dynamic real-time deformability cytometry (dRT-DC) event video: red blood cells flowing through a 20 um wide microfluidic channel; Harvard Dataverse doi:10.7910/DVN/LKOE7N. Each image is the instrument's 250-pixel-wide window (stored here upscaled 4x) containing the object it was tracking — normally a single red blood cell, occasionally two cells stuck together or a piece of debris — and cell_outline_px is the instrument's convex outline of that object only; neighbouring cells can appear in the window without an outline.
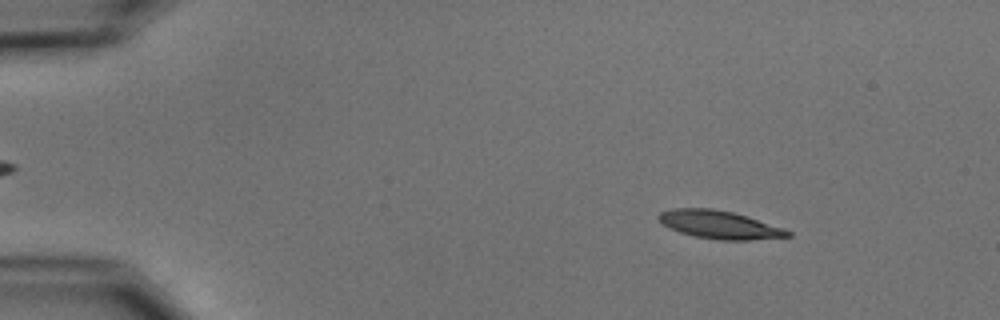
{"species": "common noctule bat (a hibernating species)", "species_latin": "Nyctalus noctula", "temperature_condition": "cold", "stored_images_in_passage": 3, "camera_frame_rate_fps": 3000, "um_per_image_px": 0.085, "animal": {"sex": "male", "body_mass_g": 15.6}, "frame": {"image": 1, "passage_image": 1, "time_ms": 0.0, "image_size_px": [1000, 320], "cell_outline_px": [[792, 236], [748, 240], [716, 240], [696, 236], [680, 232], [664, 224], [656, 216], [660, 212], [672, 208], [712, 208], [732, 212], [784, 228], [792, 232]], "centroid_in_image_um": [61.16, 19.1], "position_along_channel_um": 23.8, "area_um2": 20.87}}
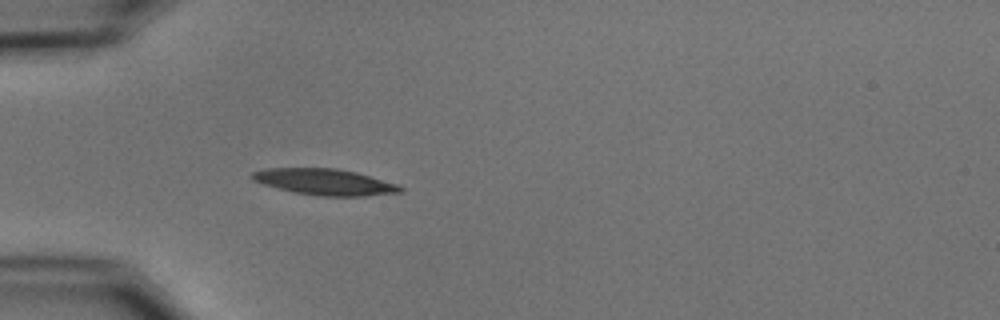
{"frame": {"image": 2, "passage_image": 3, "time_ms": 3.0, "image_size_px": [1000, 320], "cell_outline_px": [[404, 192], [364, 196], [320, 196], [292, 192], [264, 184], [252, 180], [252, 172], [264, 168], [336, 168], [356, 172], [400, 184], [404, 188]], "centroid_in_image_um": [27.65, 15.46], "position_along_channel_um": 57.3, "area_um2": 22.77}}